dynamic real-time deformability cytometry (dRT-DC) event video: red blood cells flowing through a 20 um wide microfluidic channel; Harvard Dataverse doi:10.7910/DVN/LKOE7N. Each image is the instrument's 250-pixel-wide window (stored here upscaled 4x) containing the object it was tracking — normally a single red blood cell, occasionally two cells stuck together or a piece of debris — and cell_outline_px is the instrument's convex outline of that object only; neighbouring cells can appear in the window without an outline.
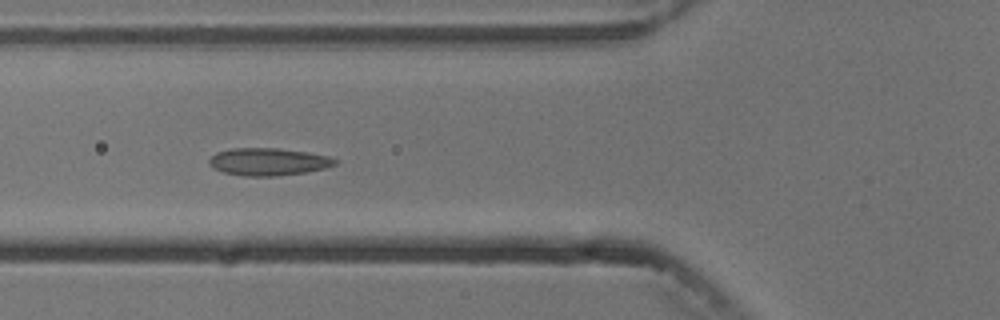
{"species": "common noctule bat (a hibernating species)", "species_latin": "Nyctalus noctula", "temperature_condition": "cold", "stored_images_in_passage": 9, "camera_frame_rate_fps": 3000, "um_per_image_px": 0.085, "animal": {"sex": "male", "body_mass_g": 13.3}, "frame": {"image": 1, "passage_image": 6, "time_ms": 5.667, "image_size_px": [1000, 320], "cell_outline_px": [[336, 164], [324, 168], [304, 172], [276, 176], [244, 176], [224, 172], [212, 168], [208, 164], [208, 160], [216, 152], [232, 148], [276, 148], [308, 152], [328, 156], [336, 160]], "centroid_in_image_um": [22.75, 13.74], "position_along_channel_um": 103.0, "area_um2": 20.06}}
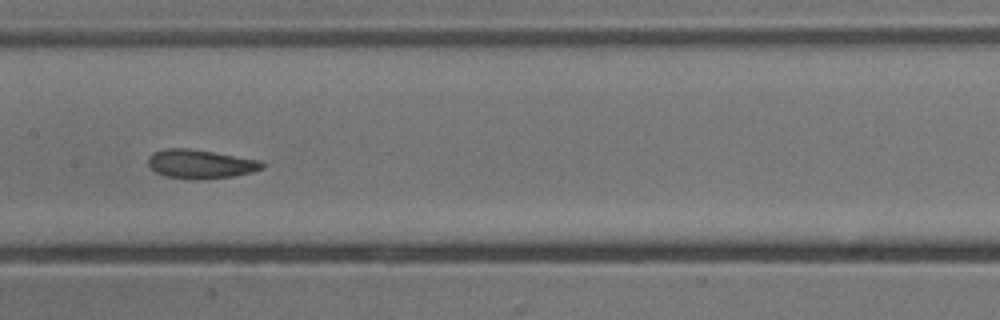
{"frame": {"image": 2, "passage_image": 8, "time_ms": 8.0, "image_size_px": [1000, 320], "cell_outline_px": [[264, 168], [252, 172], [232, 176], [200, 180], [196, 180], [164, 176], [156, 172], [148, 164], [148, 156], [152, 152], [164, 148], [188, 148], [260, 160], [264, 164]], "centroid_in_image_um": [17.01, 13.94], "position_along_channel_um": 190.4, "area_um2": 19.25}}
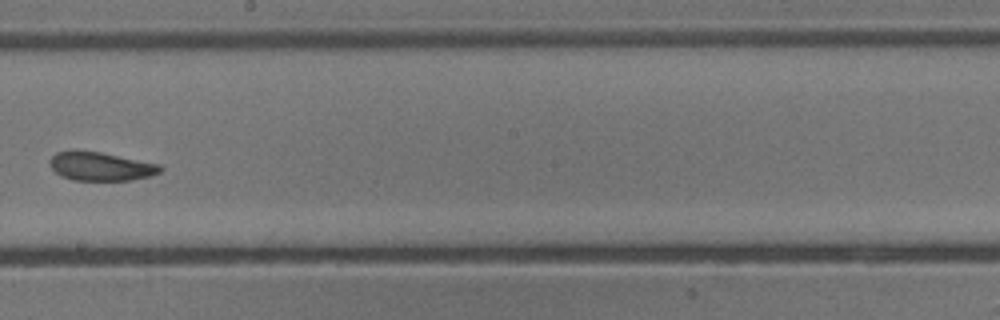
{"frame": {"image": 3, "passage_image": 9, "time_ms": 9.333, "image_size_px": [1000, 320], "cell_outline_px": [[164, 168], [160, 172], [152, 176], [132, 180], [72, 180], [60, 176], [48, 164], [48, 160], [56, 152], [72, 148], [76, 148], [100, 152], [160, 164]], "centroid_in_image_um": [8.51, 14.12], "position_along_channel_um": 239.7, "area_um2": 18.96}}